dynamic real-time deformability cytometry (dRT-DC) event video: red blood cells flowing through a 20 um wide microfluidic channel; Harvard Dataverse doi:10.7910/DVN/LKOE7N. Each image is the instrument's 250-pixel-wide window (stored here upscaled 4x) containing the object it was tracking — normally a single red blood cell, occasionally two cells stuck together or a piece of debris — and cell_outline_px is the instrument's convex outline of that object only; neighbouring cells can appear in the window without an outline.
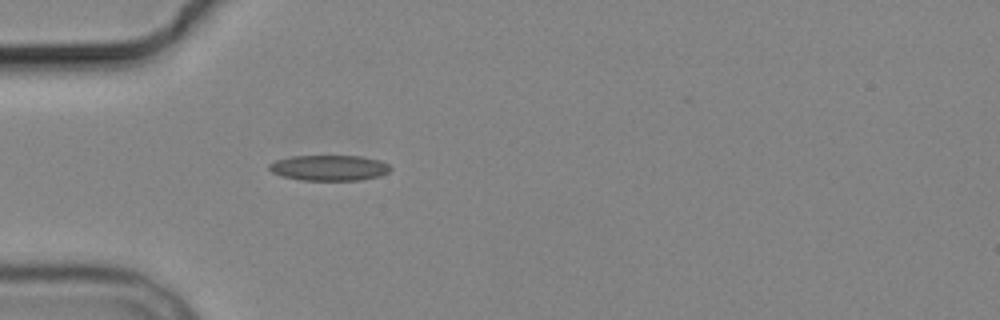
{"species": "common noctule bat (a hibernating species)", "species_latin": "Nyctalus noctula", "temperature_condition": "cold", "stored_images_in_passage": 1, "camera_frame_rate_fps": 3000, "um_per_image_px": 0.085, "animal": {"sex": "male", "body_mass_g": 19.2, "forearm_length_mm": 51.8}, "frame": {"image": 1, "passage_image": 1, "time_ms": 0.0, "image_size_px": [1000, 320], "cell_outline_px": [[392, 168], [388, 172], [380, 176], [360, 180], [300, 180], [280, 176], [272, 172], [268, 168], [268, 164], [276, 160], [292, 156], [360, 156], [380, 160], [388, 164]], "centroid_in_image_um": [27.97, 14.27], "position_along_channel_um": 57.0, "area_um2": 18.15}}